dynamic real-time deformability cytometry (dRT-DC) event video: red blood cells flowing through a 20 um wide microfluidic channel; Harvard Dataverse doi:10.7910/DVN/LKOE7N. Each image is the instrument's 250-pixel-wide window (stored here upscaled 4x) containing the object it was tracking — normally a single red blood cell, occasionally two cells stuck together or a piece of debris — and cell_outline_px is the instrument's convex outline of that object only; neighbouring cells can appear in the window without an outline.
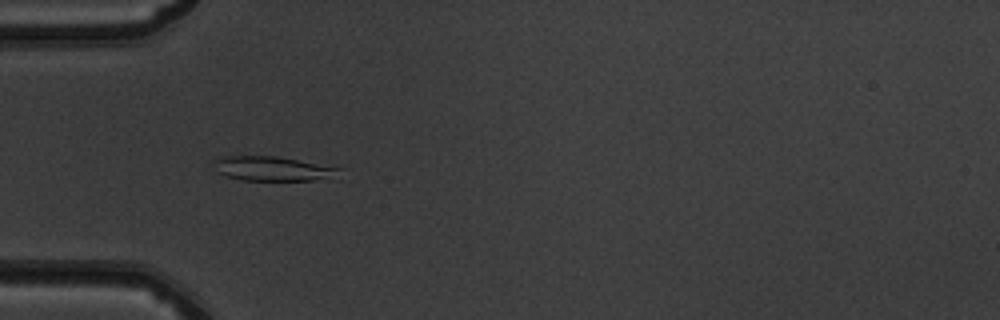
{"species": "common noctule bat (a hibernating species)", "species_latin": "Nyctalus noctula", "temperature_condition": "warm", "stored_images_in_passage": 49, "camera_frame_rate_fps": 3000, "um_per_image_px": 0.085, "animal": {"sex": "male", "body_mass_g": 19.5, "forearm_length_mm": 54.6}, "frame": {"image": 1, "passage_image": 15, "time_ms": 4.667, "image_size_px": [1000, 320], "cell_outline_px": [[340, 180], [244, 180], [224, 176], [216, 172], [212, 160], [224, 156], [276, 156], [340, 168]], "centroid_in_image_um": [23.23, 14.35], "position_along_channel_um": 61.8, "area_um2": 18.21}}
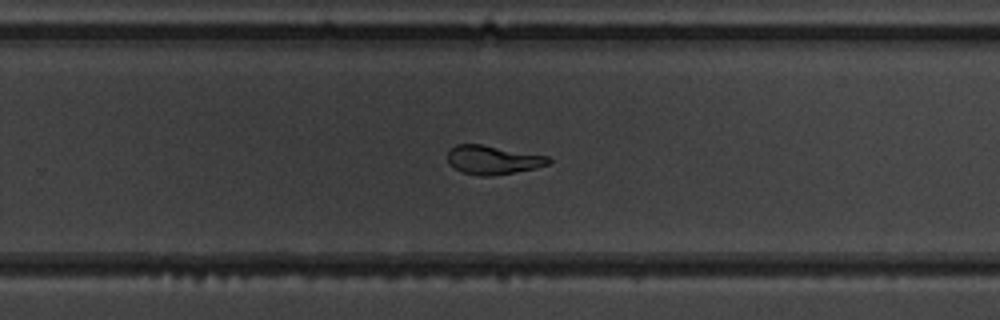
{"frame": {"image": 2, "passage_image": 32, "time_ms": 10.333, "image_size_px": [1000, 320], "cell_outline_px": [[552, 160], [548, 164], [536, 168], [488, 176], [480, 176], [460, 172], [452, 168], [448, 164], [448, 152], [456, 144], [480, 144], [548, 156]], "centroid_in_image_um": [41.85, 13.59], "position_along_channel_um": 287.9, "area_um2": 16.88}}
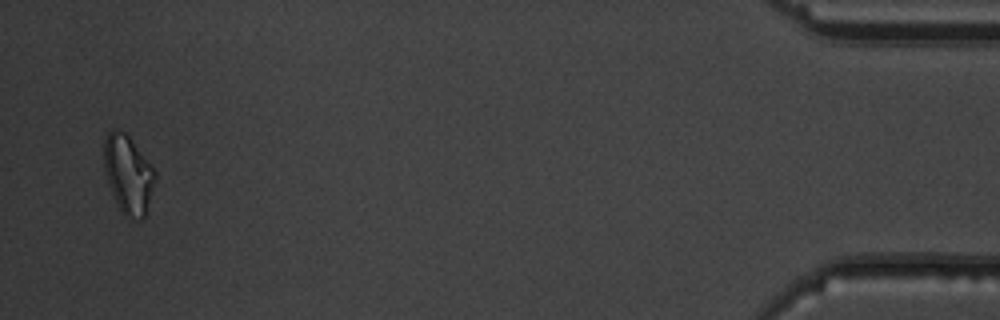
{"frame": {"image": 3, "passage_image": 48, "time_ms": 15.667, "image_size_px": [1000, 320], "cell_outline_px": [[156, 180], [144, 220], [140, 220], [124, 216], [120, 212], [112, 192], [104, 168], [104, 140], [108, 132], [112, 128], [116, 128], [124, 132], [128, 136], [156, 172]], "centroid_in_image_um": [10.9, 14.85], "position_along_channel_um": 424.3, "area_um2": 23.24}, "authors_computed_cell_mechanics": {"area_um2": 18.9584, "velocity_mm_per_s": 4.0539, "shape_relaxation_time_tau1_ms": 3.5351, "shape_relaxation_time_tau2_ms": 1.9062, "deformation_change_tau1": 0.1381, "deformation_change_tau2": 0.0577}}